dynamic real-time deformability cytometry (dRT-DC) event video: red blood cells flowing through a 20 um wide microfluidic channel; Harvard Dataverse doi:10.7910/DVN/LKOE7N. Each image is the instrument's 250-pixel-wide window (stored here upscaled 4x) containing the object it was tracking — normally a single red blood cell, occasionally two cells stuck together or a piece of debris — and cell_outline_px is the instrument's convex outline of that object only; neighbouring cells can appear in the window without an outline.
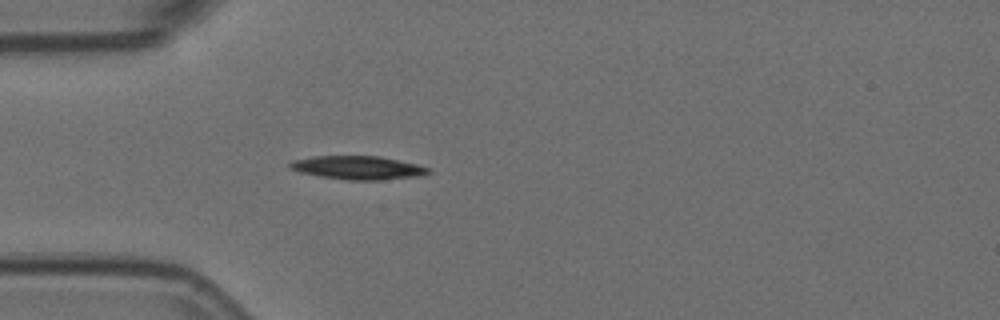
{"species": "Egyptian fruit bat (a non-hibernating species)", "species_latin": "Rousettus aegyptiacus", "temperature_condition": "room temperature", "stored_images_in_passage": 3, "camera_frame_rate_fps": 3000, "um_per_image_px": 0.085, "animal": {"sex": "female"}, "frame": {"image": 1, "passage_image": 2, "time_ms": 0.333, "image_size_px": [1000, 320], "cell_outline_px": [[432, 172], [416, 176], [380, 180], [348, 180], [320, 176], [300, 172], [292, 168], [288, 164], [292, 160], [312, 156], [380, 156], [416, 164], [428, 168]], "centroid_in_image_um": [30.4, 14.25], "position_along_channel_um": 54.6, "area_um2": 18.73}}